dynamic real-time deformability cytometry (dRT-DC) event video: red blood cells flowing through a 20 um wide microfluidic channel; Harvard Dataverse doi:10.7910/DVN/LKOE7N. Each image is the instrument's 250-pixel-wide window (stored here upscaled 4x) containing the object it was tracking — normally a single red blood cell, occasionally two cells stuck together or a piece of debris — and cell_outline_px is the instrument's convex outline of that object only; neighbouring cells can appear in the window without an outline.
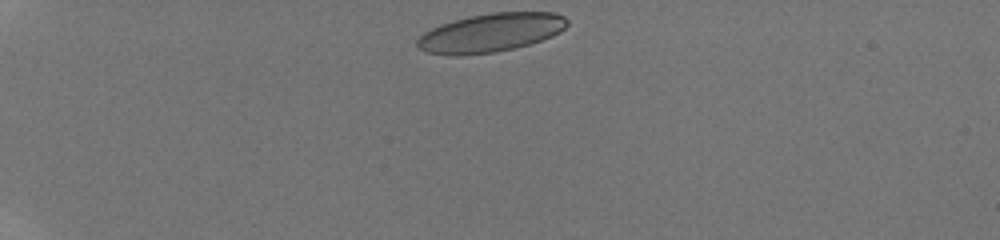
{"species": "human", "species_latin": "Homo sapiens", "temperature_condition": "room temperature", "stored_images_in_passage": 12, "camera_frame_rate_fps": 3000, "um_per_image_px": 0.085, "donor": {"sex": "male"}, "frame": {"image": 1, "passage_image": 1, "time_ms": 0.0, "image_size_px": [1000, 240], "cell_outline_px": [[568, 24], [560, 32], [552, 36], [528, 44], [496, 52], [460, 56], [456, 56], [424, 52], [416, 44], [416, 40], [424, 32], [440, 24], [452, 20], [468, 16], [492, 12], [556, 12], [564, 16], [568, 20]], "centroid_in_image_um": [41.69, 2.77], "position_along_channel_um": 43.3, "area_um2": 33.93}}
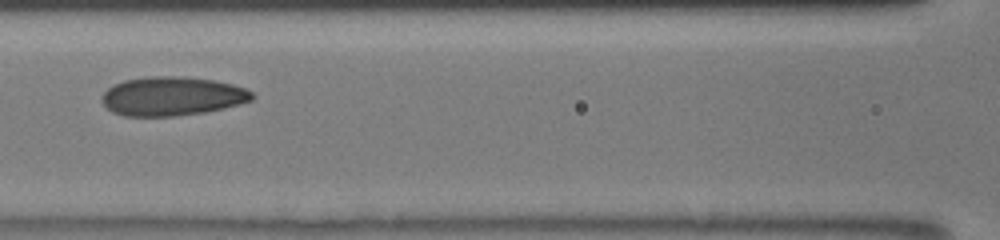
{"frame": {"image": 2, "passage_image": 10, "time_ms": 4.333, "image_size_px": [1000, 240], "cell_outline_px": [[256, 96], [252, 100], [240, 104], [224, 108], [204, 112], [176, 116], [124, 116], [112, 112], [100, 100], [104, 92], [112, 84], [124, 80], [152, 76], [184, 76], [212, 80], [232, 84], [244, 88], [252, 92]], "centroid_in_image_um": [14.62, 8.18], "position_along_channel_um": 152.0, "area_um2": 34.22}}
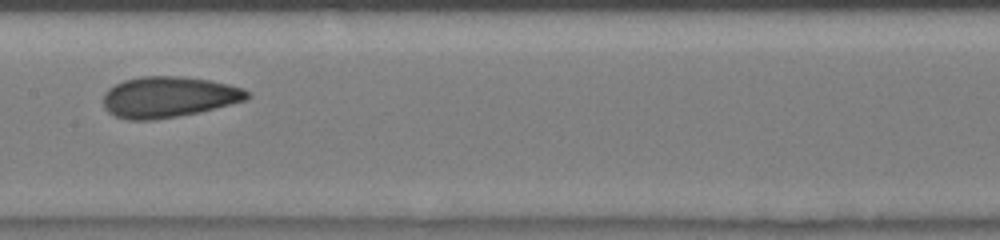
{"frame": {"image": 3, "passage_image": 11, "time_ms": 5.333, "image_size_px": [1000, 240], "cell_outline_px": [[252, 96], [244, 100], [200, 112], [152, 120], [128, 120], [116, 116], [108, 112], [104, 108], [104, 92], [108, 88], [124, 80], [140, 76], [180, 76], [212, 80], [244, 88]], "centroid_in_image_um": [14.32, 8.23], "position_along_channel_um": 193.1, "area_um2": 34.33}}